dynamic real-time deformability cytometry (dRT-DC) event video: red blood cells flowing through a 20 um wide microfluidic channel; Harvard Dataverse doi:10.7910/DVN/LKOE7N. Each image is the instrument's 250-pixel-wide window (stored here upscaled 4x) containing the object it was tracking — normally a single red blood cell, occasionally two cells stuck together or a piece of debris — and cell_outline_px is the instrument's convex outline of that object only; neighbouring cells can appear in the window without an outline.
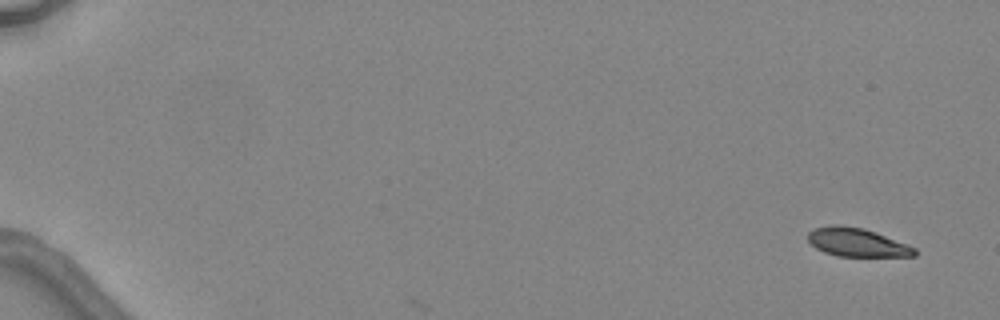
{"species": "common noctule bat (a hibernating species)", "species_latin": "Nyctalus noctula", "temperature_condition": "warm", "stored_images_in_passage": 2, "camera_frame_rate_fps": 3000, "um_per_image_px": 0.085, "animal": {"sex": "female", "body_mass_g": 24.6, "forearm_length_mm": 56.2}, "frame": {"image": 1, "passage_image": 1, "time_ms": 0.0, "image_size_px": [1000, 320], "cell_outline_px": [[916, 256], [836, 256], [824, 252], [816, 248], [808, 240], [808, 232], [812, 228], [832, 224], [836, 224], [864, 228], [876, 232], [916, 248]], "centroid_in_image_um": [72.81, 20.59], "position_along_channel_um": 12.2, "area_um2": 17.74}}